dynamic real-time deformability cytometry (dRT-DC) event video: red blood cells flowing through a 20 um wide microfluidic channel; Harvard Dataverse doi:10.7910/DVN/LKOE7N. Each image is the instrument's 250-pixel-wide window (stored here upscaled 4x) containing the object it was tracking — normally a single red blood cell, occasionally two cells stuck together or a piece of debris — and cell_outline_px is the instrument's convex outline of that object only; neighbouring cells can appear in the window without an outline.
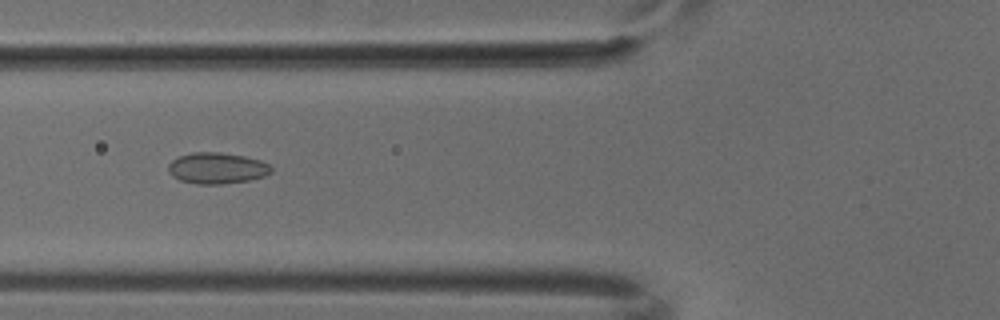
{"species": "common noctule bat (a hibernating species)", "species_latin": "Nyctalus noctula", "temperature_condition": "cold", "stored_images_in_passage": 5, "camera_frame_rate_fps": 3000, "um_per_image_px": 0.085, "animal": {"sex": "male", "body_mass_g": 18.8}, "frame": {"image": 1, "passage_image": 3, "time_ms": 0.667, "image_size_px": [1000, 320], "cell_outline_px": [[272, 172], [264, 176], [248, 180], [220, 184], [196, 184], [180, 180], [172, 176], [168, 172], [168, 164], [172, 160], [180, 156], [192, 152], [220, 152], [244, 156], [260, 160], [268, 164], [272, 168]], "centroid_in_image_um": [18.42, 14.29], "position_along_channel_um": 107.4, "area_um2": 18.67}}
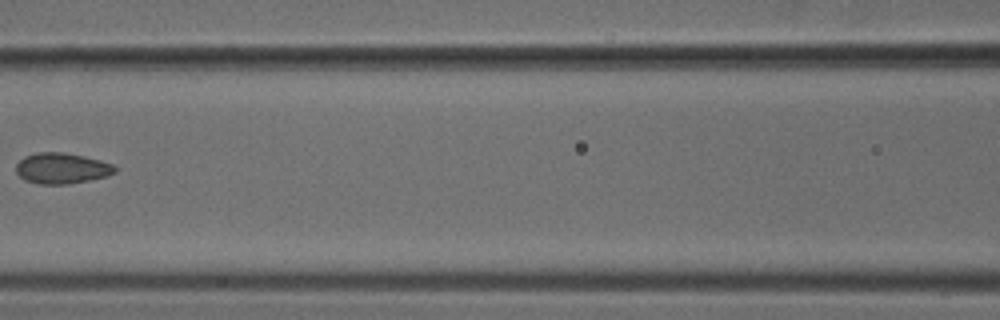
{"frame": {"image": 2, "passage_image": 4, "time_ms": 1.0, "image_size_px": [1000, 320], "cell_outline_px": [[116, 172], [108, 176], [68, 184], [40, 184], [24, 180], [16, 172], [16, 164], [24, 156], [36, 152], [64, 152], [84, 156], [100, 160], [112, 164], [116, 168]], "centroid_in_image_um": [5.24, 14.3], "position_along_channel_um": 161.4, "area_um2": 17.8}}
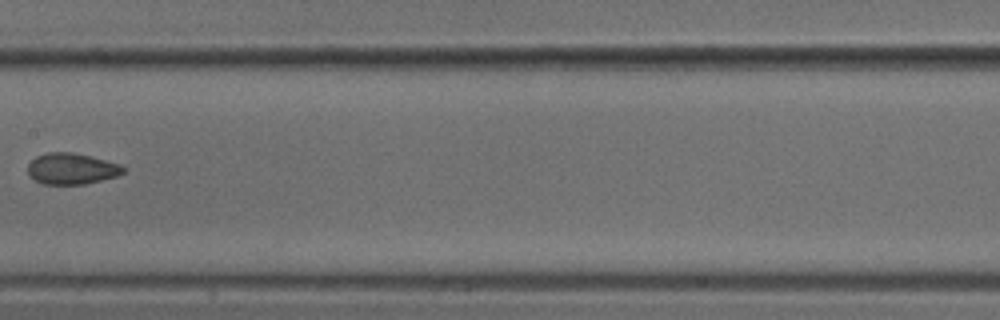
{"frame": {"image": 3, "passage_image": 5, "time_ms": 1.333, "image_size_px": [1000, 320], "cell_outline_px": [[128, 168], [124, 172], [116, 176], [84, 184], [44, 184], [28, 176], [28, 164], [36, 156], [48, 152], [72, 152], [120, 164]], "centroid_in_image_um": [6.08, 14.34], "position_along_channel_um": 201.3, "area_um2": 17.22}}